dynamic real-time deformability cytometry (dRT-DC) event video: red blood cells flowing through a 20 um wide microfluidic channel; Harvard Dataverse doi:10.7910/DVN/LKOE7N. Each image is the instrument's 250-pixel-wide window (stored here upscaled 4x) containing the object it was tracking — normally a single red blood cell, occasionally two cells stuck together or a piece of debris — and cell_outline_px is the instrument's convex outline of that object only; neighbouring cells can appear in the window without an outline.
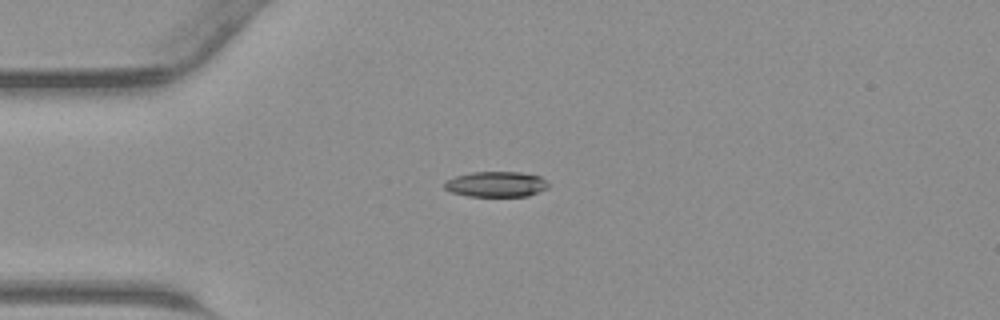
{"species": "common noctule bat (a hibernating species)", "species_latin": "Nyctalus noctula", "temperature_condition": "warm", "stored_images_in_passage": 34, "camera_frame_rate_fps": 3000, "um_per_image_px": 0.085, "animal": {"sex": "male", "body_mass_g": 23.1, "forearm_length_mm": 52.7}, "frame": {"image": 1, "passage_image": 1, "time_ms": 0.0, "image_size_px": [1000, 320], "cell_outline_px": [[548, 188], [540, 192], [528, 196], [468, 196], [452, 192], [444, 188], [444, 184], [448, 180], [456, 176], [472, 172], [520, 172], [540, 176], [548, 184]], "centroid_in_image_um": [42.2, 15.66], "position_along_channel_um": 42.8, "area_um2": 15.32}}
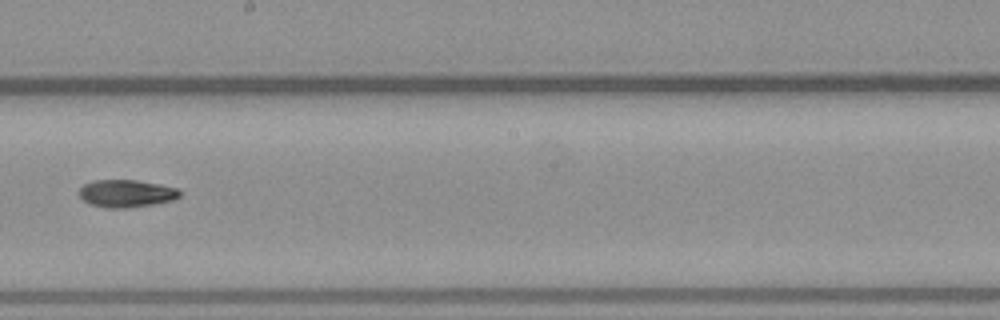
{"frame": {"image": 2, "passage_image": 15, "time_ms": 4.667, "image_size_px": [1000, 320], "cell_outline_px": [[180, 196], [172, 200], [152, 204], [128, 208], [104, 208], [92, 204], [84, 200], [80, 196], [80, 188], [84, 184], [92, 180], [136, 180], [160, 184], [176, 188], [180, 192]], "centroid_in_image_um": [10.73, 16.44], "position_along_channel_um": 237.5, "area_um2": 16.01}}
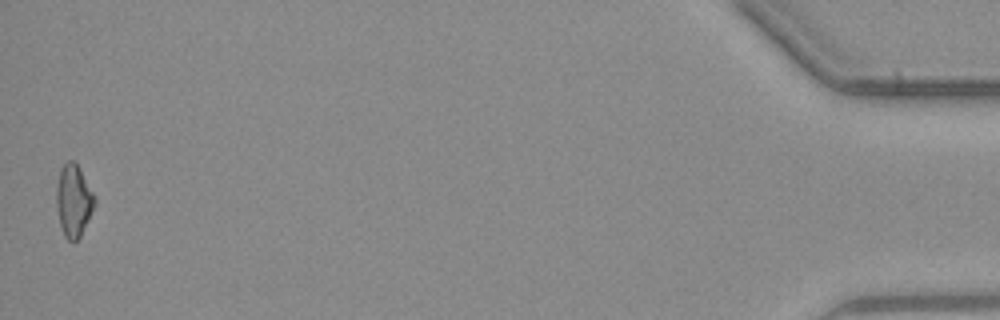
{"frame": {"image": 3, "passage_image": 34, "time_ms": 11.0, "image_size_px": [1000, 320], "cell_outline_px": [[96, 204], [80, 236], [72, 244], [64, 236], [60, 224], [56, 208], [56, 188], [60, 172], [64, 164], [68, 160], [72, 160], [80, 168], [96, 200]], "centroid_in_image_um": [6.25, 17.08], "position_along_channel_um": 429.0, "area_um2": 15.95}}